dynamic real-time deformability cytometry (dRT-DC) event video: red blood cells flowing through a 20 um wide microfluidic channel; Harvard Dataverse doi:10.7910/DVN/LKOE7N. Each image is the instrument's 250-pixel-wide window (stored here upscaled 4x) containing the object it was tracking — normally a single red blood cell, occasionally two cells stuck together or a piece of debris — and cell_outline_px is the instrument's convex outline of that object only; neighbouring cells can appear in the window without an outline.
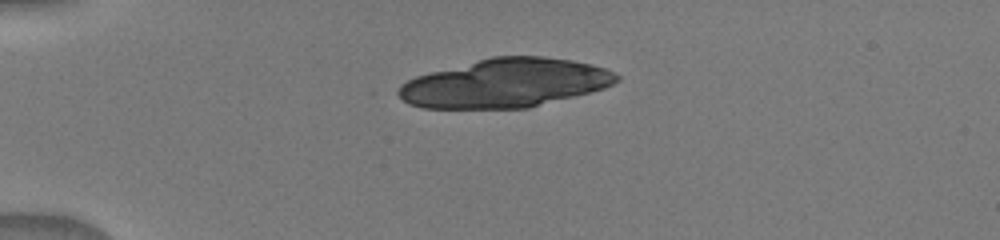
{"species": "human", "species_latin": "Homo sapiens", "temperature_condition": "warm", "stored_images_in_passage": 3, "camera_frame_rate_fps": 3000, "um_per_image_px": 0.085, "donor": {"sex": "male"}, "frame": {"image": 1, "passage_image": 1, "time_ms": 0.0, "image_size_px": [1000, 240], "cell_outline_px": [[620, 80], [604, 88], [528, 108], [424, 108], [408, 104], [396, 92], [400, 84], [416, 76], [428, 72], [492, 56], [544, 56], [572, 60], [592, 64], [604, 68], [620, 76]], "centroid_in_image_um": [42.92, 7.06], "position_along_channel_um": 42.1, "area_um2": 61.85}}